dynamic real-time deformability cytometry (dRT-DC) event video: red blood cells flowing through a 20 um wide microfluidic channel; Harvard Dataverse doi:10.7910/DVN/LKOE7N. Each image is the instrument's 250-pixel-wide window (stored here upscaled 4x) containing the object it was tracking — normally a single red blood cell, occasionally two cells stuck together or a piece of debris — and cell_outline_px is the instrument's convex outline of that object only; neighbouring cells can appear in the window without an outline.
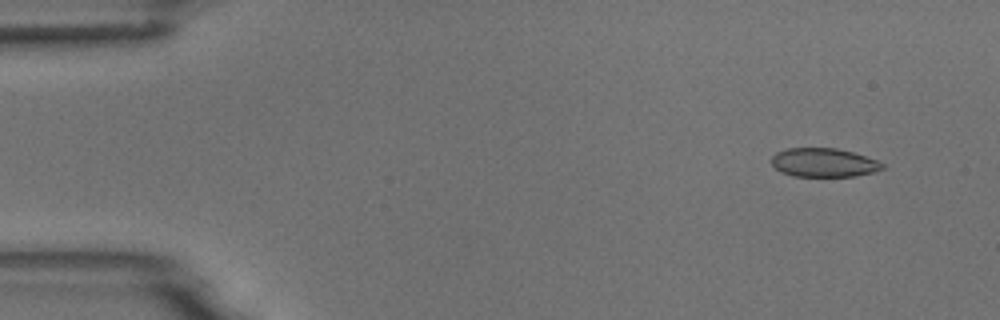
{"species": "common noctule bat (a hibernating species)", "species_latin": "Nyctalus noctula", "temperature_condition": "room temperature", "stored_images_in_passage": 53, "camera_frame_rate_fps": 3000, "um_per_image_px": 0.085, "animal": {"sex": "male", "body_mass_g": 18.8}, "frame": {"image": 1, "passage_image": 3, "time_ms": 0.667, "image_size_px": [1000, 320], "cell_outline_px": [[884, 168], [872, 172], [856, 176], [792, 176], [780, 172], [772, 164], [772, 156], [776, 152], [784, 148], [836, 148], [852, 152], [876, 160], [884, 164]], "centroid_in_image_um": [69.98, 13.82], "position_along_channel_um": 15.0, "area_um2": 18.55}}
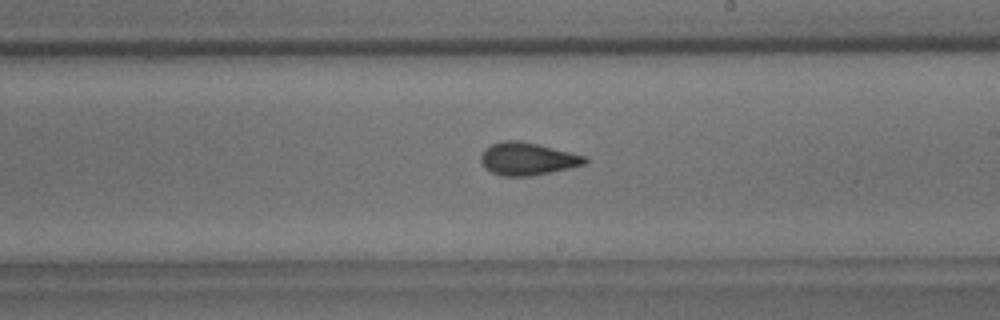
{"frame": {"image": 2, "passage_image": 30, "time_ms": 9.667, "image_size_px": [1000, 320], "cell_outline_px": [[588, 160], [584, 164], [568, 168], [528, 176], [504, 176], [492, 172], [484, 168], [480, 160], [480, 156], [484, 148], [492, 144], [504, 140], [520, 140], [588, 156]], "centroid_in_image_um": [44.8, 13.48], "position_along_channel_um": 244.2, "area_um2": 19.71}}
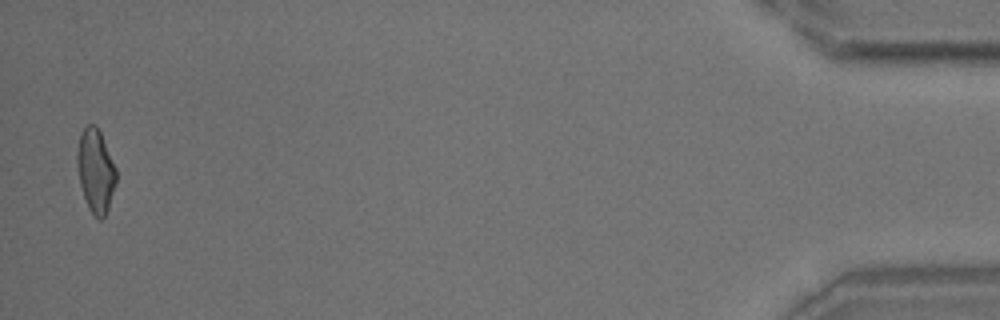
{"frame": {"image": 3, "passage_image": 52, "time_ms": 17.0, "image_size_px": [1000, 320], "cell_outline_px": [[116, 184], [108, 208], [104, 216], [100, 220], [88, 208], [80, 184], [76, 160], [76, 152], [80, 132], [88, 124], [96, 124], [100, 132], [116, 168]], "centroid_in_image_um": [8.11, 14.48], "position_along_channel_um": 427.1, "area_um2": 18.9}, "authors_computed_cell_mechanics": {"area_um2": 19.4208, "velocity_mm_per_s": 3.7154, "shape_relaxation_time_tau1_ms": 6.0536, "shape_relaxation_time_tau2_ms": 1.4476, "deformation_change_tau1": 0.1394, "deformation_change_tau2": 0.0587}}